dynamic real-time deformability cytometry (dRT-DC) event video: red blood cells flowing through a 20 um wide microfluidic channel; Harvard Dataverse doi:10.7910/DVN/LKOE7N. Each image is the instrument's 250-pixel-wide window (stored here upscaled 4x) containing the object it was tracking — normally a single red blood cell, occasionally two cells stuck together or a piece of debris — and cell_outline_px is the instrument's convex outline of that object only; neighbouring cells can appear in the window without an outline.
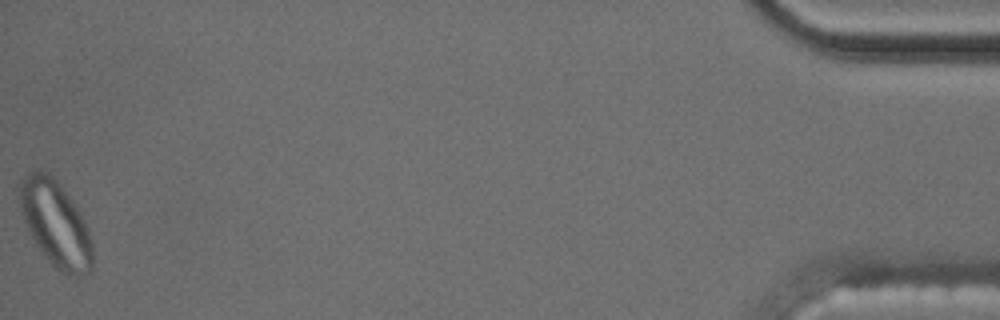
{"species": "common noctule bat (a hibernating species)", "species_latin": "Nyctalus noctula", "temperature_condition": "cold", "stored_images_in_passage": 52, "camera_frame_rate_fps": 3000, "um_per_image_px": 0.085, "animal": {"sex": "male", "body_mass_g": 17.5, "forearm_length_mm": 52.3}, "frame": {"image": 1, "passage_image": 52, "time_ms": 17.0, "image_size_px": [1000, 320], "cell_outline_px": [[92, 268], [88, 272], [76, 276], [68, 276], [56, 268], [44, 256], [36, 244], [24, 220], [20, 204], [20, 184], [24, 176], [28, 172], [48, 172], [56, 180], [72, 200], [80, 212], [88, 228], [92, 244]], "centroid_in_image_um": [4.75, 19.04], "position_along_channel_um": 430.5, "area_um2": 35.84}, "authors_computed_cell_mechanics": {"area_um2": 18.5249, "velocity_mm_per_s": 3.5457, "shape_relaxation_time_tau1_ms": null, "shape_relaxation_time_tau2_ms": 1.9477, "deformation_change_tau1": null, "deformation_change_tau2": 0.0529}}